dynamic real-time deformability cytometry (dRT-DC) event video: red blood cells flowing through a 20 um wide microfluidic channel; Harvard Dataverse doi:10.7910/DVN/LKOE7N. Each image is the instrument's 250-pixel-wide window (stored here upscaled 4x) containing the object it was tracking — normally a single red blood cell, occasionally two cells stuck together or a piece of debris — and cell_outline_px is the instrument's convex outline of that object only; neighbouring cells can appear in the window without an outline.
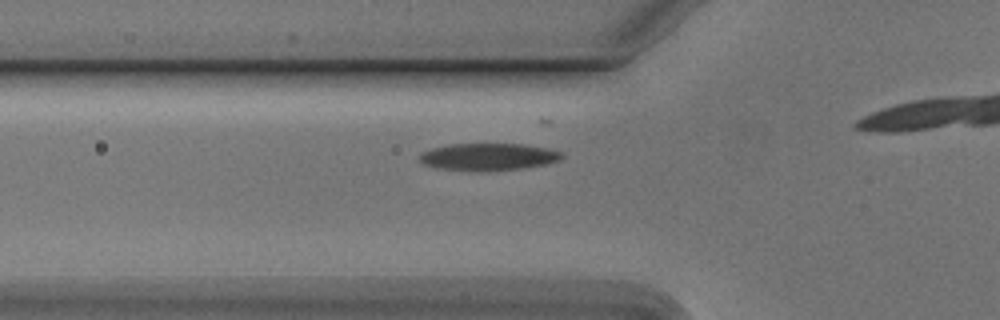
{"species": "Egyptian fruit bat (a non-hibernating species)", "species_latin": "Rousettus aegyptiacus", "temperature_condition": "cold", "stored_images_in_passage": 19, "camera_frame_rate_fps": 3000, "um_per_image_px": 0.085, "animal": {"sex": "male"}, "frame": {"image": 1, "passage_image": 14, "time_ms": 4.333, "image_size_px": [1000, 320], "cell_outline_px": [[564, 156], [560, 160], [544, 164], [520, 168], [444, 168], [424, 164], [420, 160], [420, 152], [432, 148], [452, 144], [524, 144], [548, 148], [564, 152]], "centroid_in_image_um": [41.58, 13.26], "position_along_channel_um": 84.2, "area_um2": 21.33}}
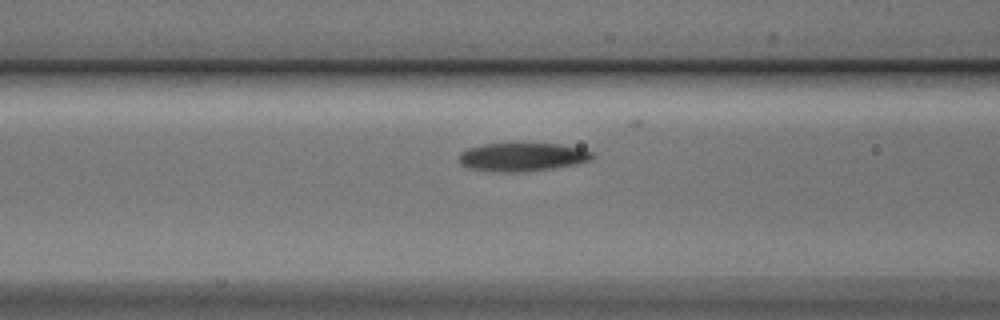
{"frame": {"image": 2, "passage_image": 17, "time_ms": 5.333, "image_size_px": [1000, 320], "cell_outline_px": [[596, 156], [592, 160], [576, 164], [528, 172], [500, 172], [468, 168], [460, 164], [460, 152], [468, 148], [484, 144], [560, 144], [580, 148], [592, 152]], "centroid_in_image_um": [44.42, 13.35], "position_along_channel_um": 122.2, "area_um2": 22.08}}